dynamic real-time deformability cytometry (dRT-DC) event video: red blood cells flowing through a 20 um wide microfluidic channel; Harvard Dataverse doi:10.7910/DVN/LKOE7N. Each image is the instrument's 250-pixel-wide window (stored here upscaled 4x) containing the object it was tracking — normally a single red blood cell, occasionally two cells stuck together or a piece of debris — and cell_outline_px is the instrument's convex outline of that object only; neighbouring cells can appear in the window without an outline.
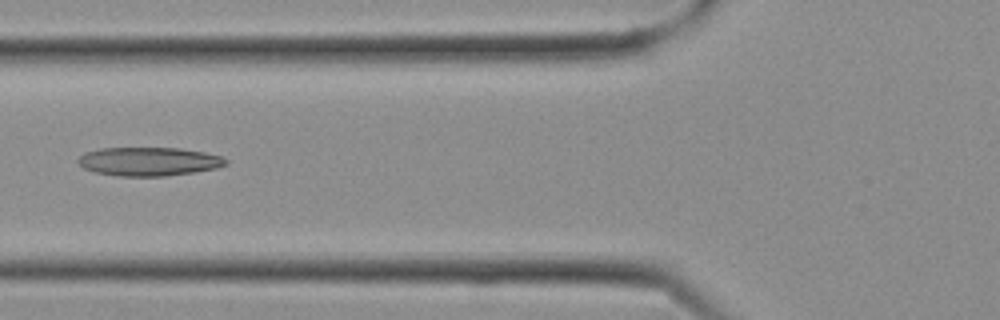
{"species": "Egyptian fruit bat (a non-hibernating species)", "species_latin": "Rousettus aegyptiacus", "temperature_condition": "cold", "stored_images_in_passage": 11, "camera_frame_rate_fps": 3000, "um_per_image_px": 0.085, "frame": {"image": 1, "passage_image": 10, "time_ms": 3.0, "image_size_px": [1000, 320], "cell_outline_px": [[228, 164], [216, 168], [192, 172], [164, 176], [120, 176], [92, 172], [76, 164], [76, 160], [84, 152], [100, 148], [180, 148], [204, 152], [224, 156], [228, 160]], "centroid_in_image_um": [12.62, 13.72], "position_along_channel_um": 113.2, "area_um2": 24.91}}